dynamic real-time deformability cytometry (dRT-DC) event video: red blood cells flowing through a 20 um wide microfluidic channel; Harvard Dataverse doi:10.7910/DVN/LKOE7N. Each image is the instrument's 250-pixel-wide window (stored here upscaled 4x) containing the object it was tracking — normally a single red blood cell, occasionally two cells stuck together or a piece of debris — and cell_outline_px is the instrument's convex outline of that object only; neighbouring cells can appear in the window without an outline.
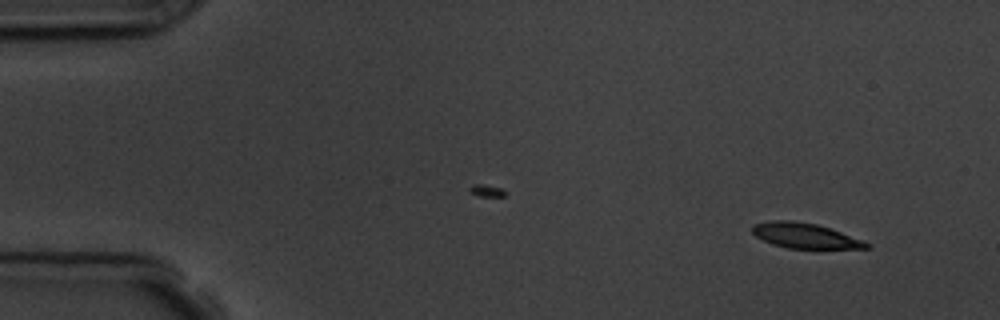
{"species": "common noctule bat (a hibernating species)", "species_latin": "Nyctalus noctula", "temperature_condition": "room temperature", "stored_images_in_passage": 4, "camera_frame_rate_fps": 3000, "um_per_image_px": 0.085, "animal": {"sex": "male", "body_mass_g": 19.5, "forearm_length_mm": 54.6}, "frame": {"image": 1, "passage_image": 1, "time_ms": 0.0, "image_size_px": [1000, 320], "cell_outline_px": [[872, 244], [868, 248], [788, 248], [772, 244], [756, 236], [752, 232], [752, 224], [772, 220], [792, 220], [816, 224], [864, 240]], "centroid_in_image_um": [68.41, 20.02], "position_along_channel_um": 16.6, "area_um2": 16.59}}
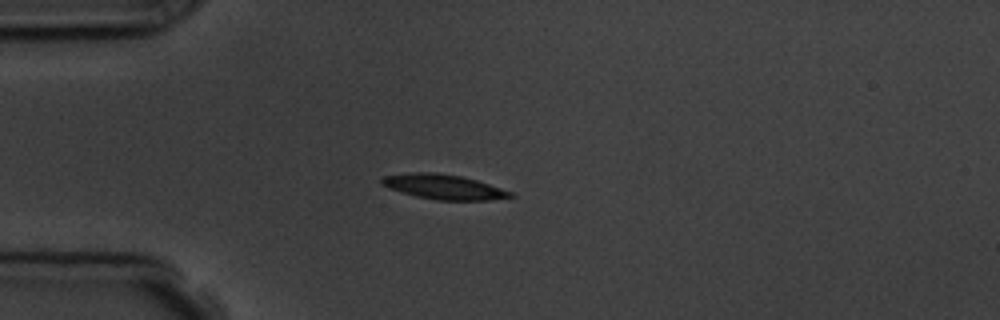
{"frame": {"image": 2, "passage_image": 4, "time_ms": 3.333, "image_size_px": [1000, 320], "cell_outline_px": [[516, 196], [488, 200], [436, 200], [416, 196], [388, 188], [380, 184], [380, 180], [384, 176], [408, 172], [436, 172], [460, 176], [476, 180], [512, 192]], "centroid_in_image_um": [37.67, 15.87], "position_along_channel_um": 47.3, "area_um2": 18.55}}